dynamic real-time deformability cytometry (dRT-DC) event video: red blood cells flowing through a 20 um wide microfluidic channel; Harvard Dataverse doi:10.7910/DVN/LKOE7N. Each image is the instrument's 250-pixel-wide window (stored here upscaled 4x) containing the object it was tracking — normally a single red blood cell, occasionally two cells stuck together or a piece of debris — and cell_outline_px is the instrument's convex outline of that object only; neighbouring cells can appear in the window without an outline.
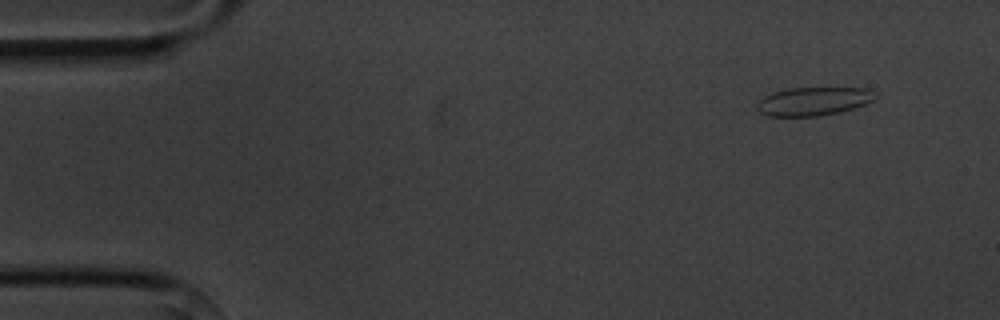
{"species": "common noctule bat (a hibernating species)", "species_latin": "Nyctalus noctula", "temperature_condition": "cold", "stored_images_in_passage": 4, "camera_frame_rate_fps": 3000, "um_per_image_px": 0.085, "animal": {"sex": "male", "body_mass_g": 20.1, "forearm_length_mm": 53.5}, "frame": {"image": 1, "passage_image": 1, "time_ms": 0.0, "image_size_px": [1000, 320], "cell_outline_px": [[876, 96], [872, 100], [864, 104], [840, 112], [820, 116], [768, 116], [760, 112], [756, 108], [756, 104], [764, 96], [772, 92], [788, 88], [868, 88], [876, 92]], "centroid_in_image_um": [69.12, 8.6], "position_along_channel_um": 15.9, "area_um2": 19.59}}